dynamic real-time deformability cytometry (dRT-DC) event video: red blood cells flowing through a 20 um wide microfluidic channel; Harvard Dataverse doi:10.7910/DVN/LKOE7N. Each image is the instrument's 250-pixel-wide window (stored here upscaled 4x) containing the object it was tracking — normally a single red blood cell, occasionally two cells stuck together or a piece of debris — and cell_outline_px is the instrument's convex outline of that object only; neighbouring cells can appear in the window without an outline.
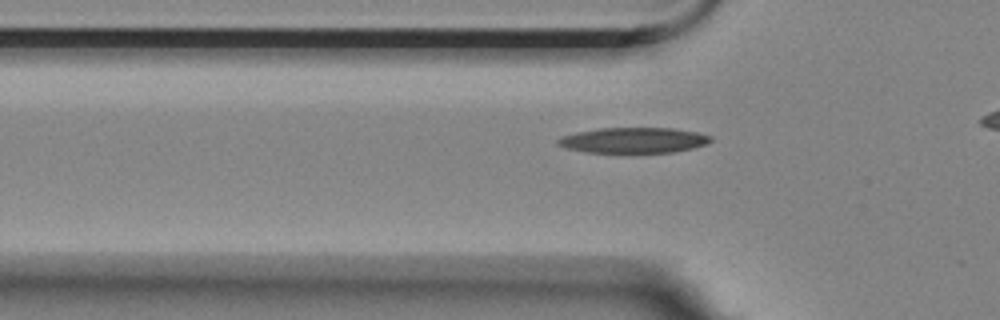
{"species": "Egyptian fruit bat (a non-hibernating species)", "species_latin": "Rousettus aegyptiacus", "temperature_condition": "room temperature", "stored_images_in_passage": 41, "camera_frame_rate_fps": 3000, "um_per_image_px": 0.085, "animal": {"sex": "female"}, "frame": {"image": 1, "passage_image": 12, "time_ms": 3.667, "image_size_px": [1000, 320], "cell_outline_px": [[712, 140], [704, 144], [692, 148], [672, 152], [584, 152], [568, 148], [556, 144], [556, 140], [560, 136], [576, 132], [600, 128], [672, 128], [696, 132], [712, 136]], "centroid_in_image_um": [53.81, 11.91], "position_along_channel_um": 72.0, "area_um2": 22.54}}
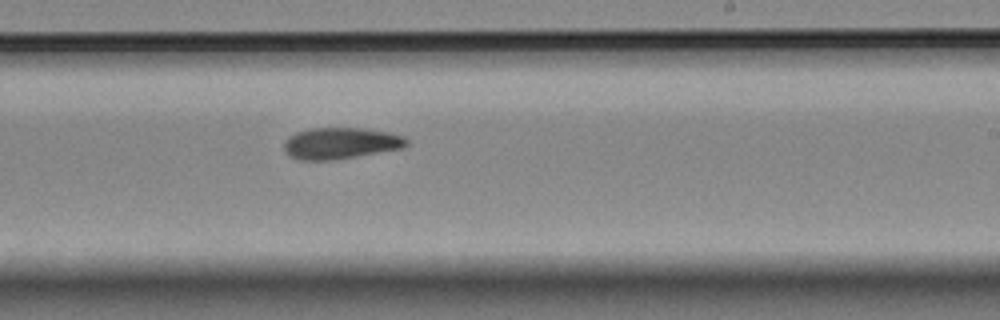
{"frame": {"image": 2, "passage_image": 28, "time_ms": 9.0, "image_size_px": [1000, 320], "cell_outline_px": [[408, 144], [404, 148], [332, 160], [300, 160], [288, 156], [284, 152], [284, 140], [288, 136], [296, 132], [308, 128], [364, 128], [388, 132], [404, 136], [408, 140]], "centroid_in_image_um": [28.92, 12.17], "position_along_channel_um": 260.1, "area_um2": 22.66}}
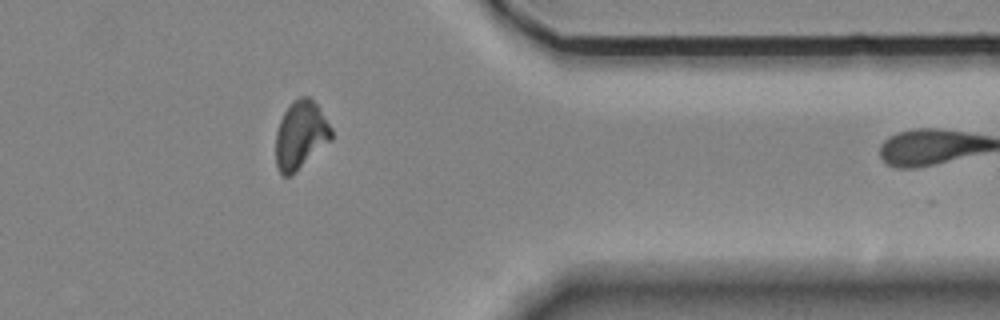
{"frame": {"image": 3, "passage_image": 40, "time_ms": 13.0, "image_size_px": [1000, 320], "cell_outline_px": [[332, 140], [288, 176], [284, 176], [280, 172], [276, 164], [276, 132], [280, 120], [284, 112], [292, 100], [300, 96], [308, 96], [316, 104], [332, 128]], "centroid_in_image_um": [25.55, 11.43], "position_along_channel_um": 385.9, "area_um2": 21.68}}